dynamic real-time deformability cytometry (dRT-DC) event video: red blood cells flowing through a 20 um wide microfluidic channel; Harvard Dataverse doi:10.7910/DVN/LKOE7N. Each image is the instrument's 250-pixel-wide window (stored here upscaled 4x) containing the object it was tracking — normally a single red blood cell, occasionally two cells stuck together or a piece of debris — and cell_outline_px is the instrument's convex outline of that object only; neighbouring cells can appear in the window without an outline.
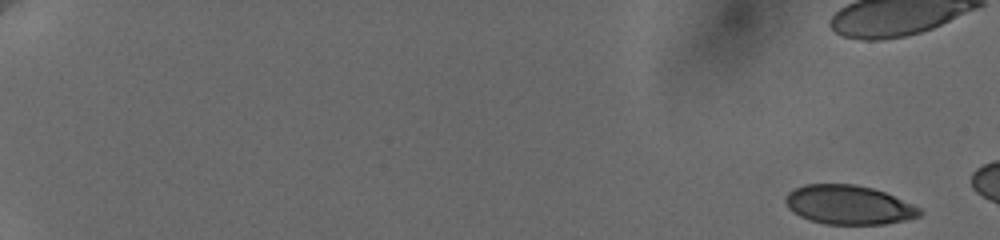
{"species": "human", "species_latin": "Homo sapiens", "temperature_condition": "cold", "stored_images_in_passage": 6, "camera_frame_rate_fps": 3000, "um_per_image_px": 0.085, "donor": {"sex": "female"}, "frame": {"image": 1, "passage_image": 1, "time_ms": 0.0, "image_size_px": [1000, 240], "cell_outline_px": [[924, 212], [920, 216], [904, 220], [884, 224], [824, 224], [800, 216], [788, 208], [784, 200], [784, 196], [788, 192], [804, 184], [856, 184], [872, 188], [884, 192], [912, 204], [920, 208]], "centroid_in_image_um": [72.12, 17.41], "position_along_channel_um": 12.9, "area_um2": 30.52}}